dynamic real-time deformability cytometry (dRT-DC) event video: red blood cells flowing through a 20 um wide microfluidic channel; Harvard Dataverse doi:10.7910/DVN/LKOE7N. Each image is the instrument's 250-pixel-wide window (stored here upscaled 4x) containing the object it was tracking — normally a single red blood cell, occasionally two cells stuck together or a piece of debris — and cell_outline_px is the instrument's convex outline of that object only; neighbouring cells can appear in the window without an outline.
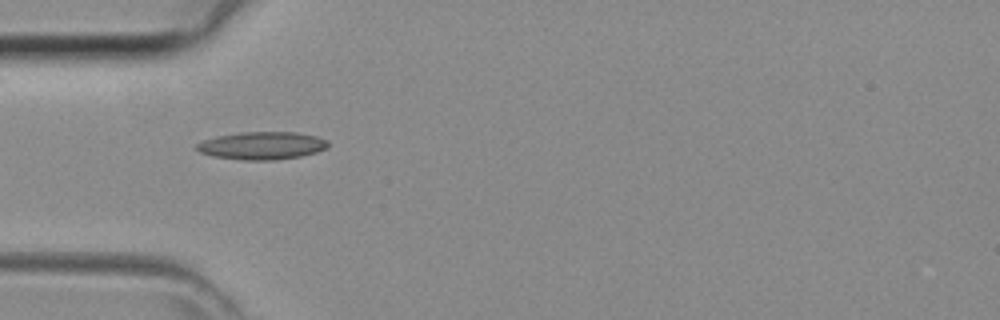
{"species": "common noctule bat (a hibernating species)", "species_latin": "Nyctalus noctula", "temperature_condition": "room temperature", "stored_images_in_passage": 3, "camera_frame_rate_fps": 3000, "um_per_image_px": 0.085, "animal": {"sex": "female", "body_mass_g": 29.2, "forearm_length_mm": 56.3}, "frame": {"image": 1, "passage_image": 1, "time_ms": 0.0, "image_size_px": [1000, 320], "cell_outline_px": [[328, 148], [316, 152], [300, 156], [276, 160], [244, 160], [212, 156], [200, 152], [196, 148], [196, 144], [204, 140], [216, 136], [240, 132], [296, 132], [316, 136], [328, 140]], "centroid_in_image_um": [22.28, 12.37], "position_along_channel_um": 62.7, "area_um2": 21.27}}